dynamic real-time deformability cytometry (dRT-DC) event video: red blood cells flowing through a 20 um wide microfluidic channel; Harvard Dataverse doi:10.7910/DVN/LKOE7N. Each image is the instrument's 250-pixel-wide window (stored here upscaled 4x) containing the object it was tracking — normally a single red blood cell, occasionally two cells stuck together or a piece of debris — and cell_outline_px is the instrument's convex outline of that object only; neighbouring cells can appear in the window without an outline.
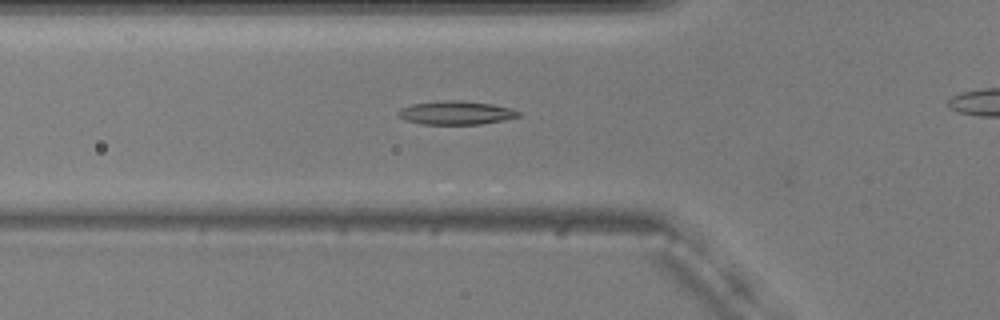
{"species": "common noctule bat (a hibernating species)", "species_latin": "Nyctalus noctula", "temperature_condition": "warm", "stored_images_in_passage": 19, "camera_frame_rate_fps": 3000, "um_per_image_px": 0.085, "animal": {"sex": "male", "body_mass_g": 20.5, "forearm_length_mm": 52.5}, "frame": {"image": 1, "passage_image": 16, "time_ms": 5.0, "image_size_px": [1000, 320], "cell_outline_px": [[520, 116], [504, 120], [480, 124], [420, 124], [404, 120], [396, 112], [400, 108], [412, 104], [440, 100], [460, 100], [492, 104], [508, 108], [520, 112]], "centroid_in_image_um": [38.71, 9.58], "position_along_channel_um": 87.1, "area_um2": 16.53}}